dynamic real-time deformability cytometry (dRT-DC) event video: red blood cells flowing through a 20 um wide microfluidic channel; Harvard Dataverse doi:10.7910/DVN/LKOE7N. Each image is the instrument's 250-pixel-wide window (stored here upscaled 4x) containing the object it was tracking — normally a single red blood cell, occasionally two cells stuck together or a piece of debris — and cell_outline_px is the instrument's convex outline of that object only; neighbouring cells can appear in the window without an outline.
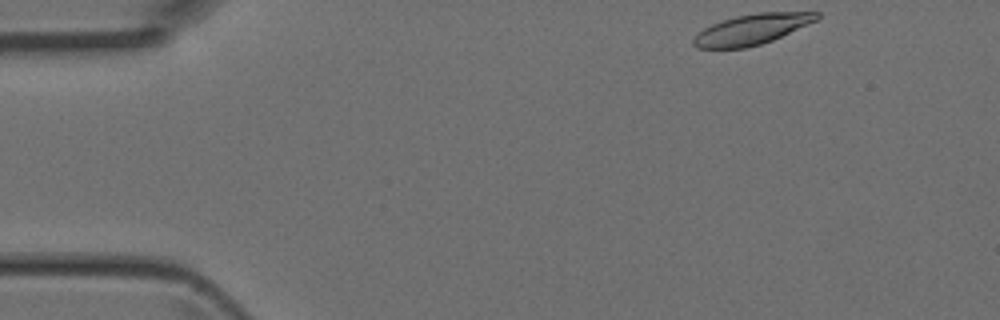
{"species": "Egyptian fruit bat (a non-hibernating species)", "species_latin": "Rousettus aegyptiacus", "temperature_condition": "room temperature", "stored_images_in_passage": 3, "camera_frame_rate_fps": 3000, "um_per_image_px": 0.085, "animal": {"sex": "female"}, "frame": {"image": 1, "passage_image": 1, "time_ms": 0.0, "image_size_px": [1000, 320], "cell_outline_px": [[820, 16], [816, 20], [772, 40], [760, 44], [744, 48], [696, 48], [692, 44], [692, 40], [704, 28], [712, 24], [736, 16], [756, 12], [820, 12]], "centroid_in_image_um": [63.89, 2.49], "position_along_channel_um": 21.1, "area_um2": 21.5}}